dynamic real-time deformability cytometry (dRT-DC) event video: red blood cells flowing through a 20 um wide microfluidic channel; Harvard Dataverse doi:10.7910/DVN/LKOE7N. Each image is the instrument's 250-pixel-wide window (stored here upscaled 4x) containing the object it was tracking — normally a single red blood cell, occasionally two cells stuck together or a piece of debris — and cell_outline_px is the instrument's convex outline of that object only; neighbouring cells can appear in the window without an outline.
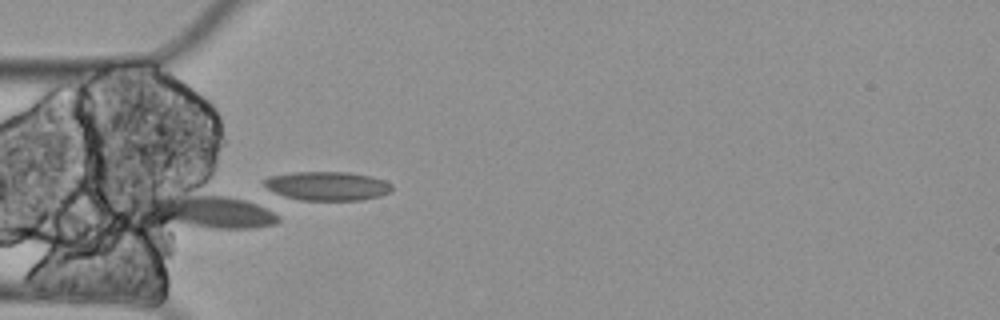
{"species": "Egyptian fruit bat (a non-hibernating species)", "species_latin": "Rousettus aegyptiacus", "temperature_condition": "cold", "stored_images_in_passage": 5, "camera_frame_rate_fps": 3000, "um_per_image_px": 0.085, "animal": {"sex": "female"}, "frame": {"image": 1, "passage_image": 2, "time_ms": 0.333, "image_size_px": [1000, 320], "cell_outline_px": [[280, 220], [272, 224], [256, 228], [216, 228], [148, 220], [132, 204], [140, 200], [152, 196], [228, 196], [244, 200], [256, 204], [280, 216]], "centroid_in_image_um": [17.53, 17.99], "position_along_channel_um": 67.5, "area_um2": 26.13}}